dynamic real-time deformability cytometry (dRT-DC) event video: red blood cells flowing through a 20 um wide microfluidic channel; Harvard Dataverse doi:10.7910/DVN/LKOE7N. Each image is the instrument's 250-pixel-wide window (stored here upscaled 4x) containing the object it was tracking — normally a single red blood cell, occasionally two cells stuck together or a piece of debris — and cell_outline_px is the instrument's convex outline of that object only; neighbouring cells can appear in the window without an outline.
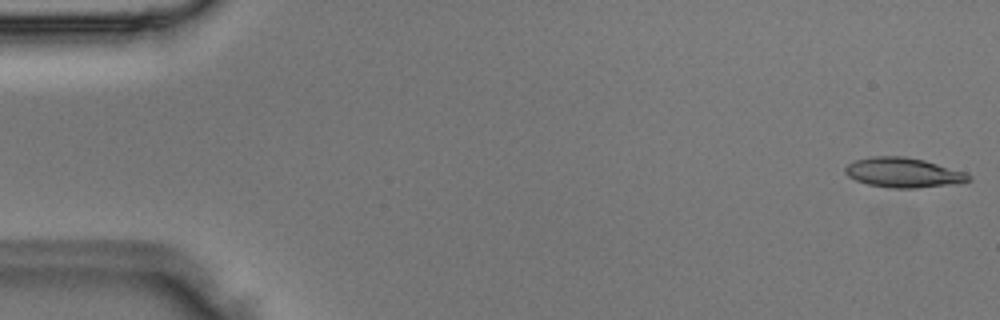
{"species": "Egyptian fruit bat (a non-hibernating species)", "species_latin": "Rousettus aegyptiacus", "temperature_condition": "room temperature", "stored_images_in_passage": 10, "camera_frame_rate_fps": 3000, "um_per_image_px": 0.085, "animal": {"sex": "male"}, "frame": {"image": 1, "passage_image": 1, "time_ms": 0.0, "image_size_px": [1000, 320], "cell_outline_px": [[972, 180], [960, 184], [916, 188], [888, 188], [868, 184], [856, 180], [848, 176], [844, 172], [844, 168], [848, 164], [856, 160], [872, 156], [904, 156], [924, 160], [968, 172], [972, 176]], "centroid_in_image_um": [76.85, 14.68], "position_along_channel_um": 8.1, "area_um2": 21.79}}